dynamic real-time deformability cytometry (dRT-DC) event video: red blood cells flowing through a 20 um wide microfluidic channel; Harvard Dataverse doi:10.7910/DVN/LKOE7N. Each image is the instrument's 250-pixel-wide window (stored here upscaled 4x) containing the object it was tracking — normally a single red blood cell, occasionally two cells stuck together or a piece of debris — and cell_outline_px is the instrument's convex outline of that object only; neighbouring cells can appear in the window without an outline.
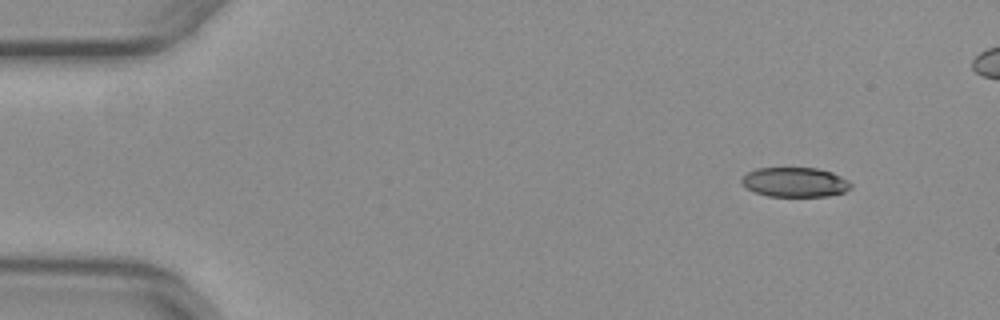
{"species": "common noctule bat (a hibernating species)", "species_latin": "Nyctalus noctula", "temperature_condition": "warm", "stored_images_in_passage": 45, "camera_frame_rate_fps": 3000, "um_per_image_px": 0.085, "animal": {"sex": "female", "body_mass_g": 29.2, "forearm_length_mm": 56.3}, "frame": {"image": 1, "passage_image": 1, "time_ms": 0.0, "image_size_px": [1000, 320], "cell_outline_px": [[852, 188], [844, 192], [828, 196], [768, 196], [756, 192], [740, 184], [740, 180], [748, 172], [756, 168], [816, 168], [832, 172], [848, 180], [852, 184]], "centroid_in_image_um": [67.58, 15.48], "position_along_channel_um": 17.4, "area_um2": 18.84}}
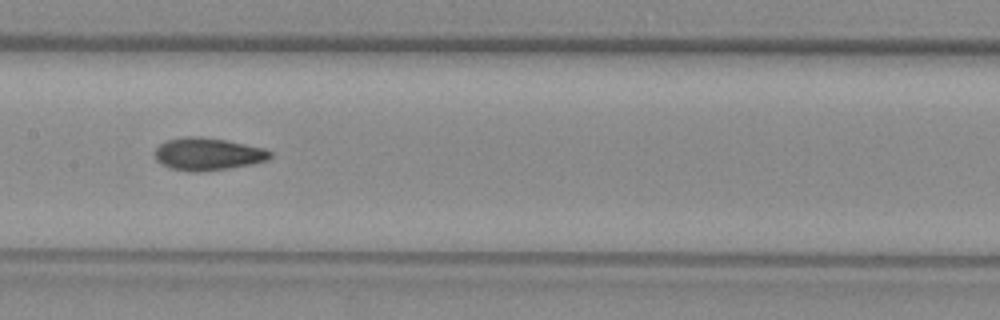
{"frame": {"image": 2, "passage_image": 22, "time_ms": 7.0, "image_size_px": [1000, 320], "cell_outline_px": [[272, 156], [268, 160], [252, 164], [228, 168], [196, 172], [188, 172], [168, 168], [156, 160], [156, 148], [160, 144], [168, 140], [188, 136], [196, 136], [224, 140], [264, 148], [272, 152]], "centroid_in_image_um": [17.66, 13.11], "position_along_channel_um": 189.7, "area_um2": 21.68}}
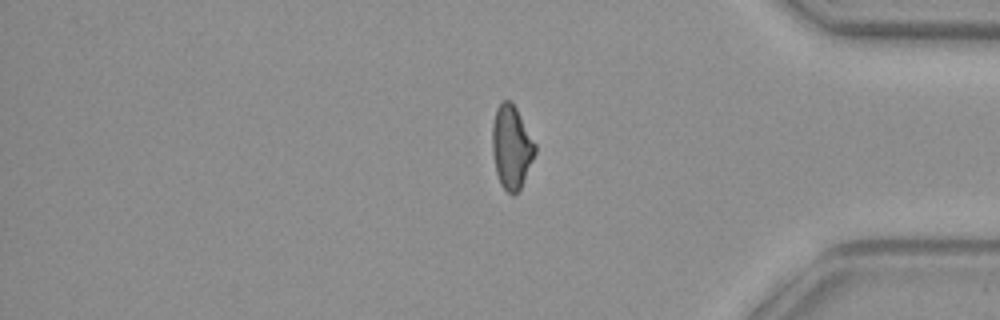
{"frame": {"image": 3, "passage_image": 39, "time_ms": 12.667, "image_size_px": [1000, 320], "cell_outline_px": [[536, 152], [520, 188], [512, 196], [500, 184], [496, 172], [492, 152], [492, 124], [496, 108], [504, 100], [512, 100], [536, 144]], "centroid_in_image_um": [43.46, 12.47], "position_along_channel_um": 391.7, "area_um2": 20.75}, "authors_computed_cell_mechanics": {"area_um2": 21.097, "velocity_mm_per_s": 3.9903, "shape_relaxation_time_tau1_ms": null, "shape_relaxation_time_tau2_ms": 2.0743, "deformation_change_tau1": null, "deformation_change_tau2": 0.0793}}